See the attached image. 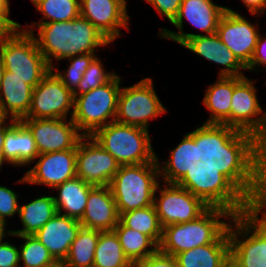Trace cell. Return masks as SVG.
<instances>
[{"label":"cell","instance_id":"cell-1","mask_svg":"<svg viewBox=\"0 0 266 267\" xmlns=\"http://www.w3.org/2000/svg\"><path fill=\"white\" fill-rule=\"evenodd\" d=\"M35 27L39 31L38 37H35L37 46L50 68L54 67L53 59L62 61L78 54H96L94 52H97V48L111 43L82 16L71 21L31 24L30 26L26 24V27L22 28L28 32H34Z\"/></svg>","mask_w":266,"mask_h":267},{"label":"cell","instance_id":"cell-2","mask_svg":"<svg viewBox=\"0 0 266 267\" xmlns=\"http://www.w3.org/2000/svg\"><path fill=\"white\" fill-rule=\"evenodd\" d=\"M253 134L238 131L222 148L203 161L220 171L246 198L260 191V149Z\"/></svg>","mask_w":266,"mask_h":267},{"label":"cell","instance_id":"cell-3","mask_svg":"<svg viewBox=\"0 0 266 267\" xmlns=\"http://www.w3.org/2000/svg\"><path fill=\"white\" fill-rule=\"evenodd\" d=\"M232 218L233 215L226 209L209 207L190 222L164 227L158 249L175 256L197 246L213 243L228 228V222ZM223 219L229 221L225 222Z\"/></svg>","mask_w":266,"mask_h":267},{"label":"cell","instance_id":"cell-4","mask_svg":"<svg viewBox=\"0 0 266 267\" xmlns=\"http://www.w3.org/2000/svg\"><path fill=\"white\" fill-rule=\"evenodd\" d=\"M201 198L209 207L226 209L233 216L244 214L247 198L216 168L202 160L176 183Z\"/></svg>","mask_w":266,"mask_h":267},{"label":"cell","instance_id":"cell-5","mask_svg":"<svg viewBox=\"0 0 266 267\" xmlns=\"http://www.w3.org/2000/svg\"><path fill=\"white\" fill-rule=\"evenodd\" d=\"M159 179L157 159L149 163L121 165L109 185L119 215L153 205Z\"/></svg>","mask_w":266,"mask_h":267},{"label":"cell","instance_id":"cell-6","mask_svg":"<svg viewBox=\"0 0 266 267\" xmlns=\"http://www.w3.org/2000/svg\"><path fill=\"white\" fill-rule=\"evenodd\" d=\"M91 137L120 165H137L157 159L149 131L144 128L113 121L98 129Z\"/></svg>","mask_w":266,"mask_h":267},{"label":"cell","instance_id":"cell-7","mask_svg":"<svg viewBox=\"0 0 266 267\" xmlns=\"http://www.w3.org/2000/svg\"><path fill=\"white\" fill-rule=\"evenodd\" d=\"M0 57L5 70L33 88L51 70L37 46L35 33L23 28L14 30L0 43Z\"/></svg>","mask_w":266,"mask_h":267},{"label":"cell","instance_id":"cell-8","mask_svg":"<svg viewBox=\"0 0 266 267\" xmlns=\"http://www.w3.org/2000/svg\"><path fill=\"white\" fill-rule=\"evenodd\" d=\"M120 84V76L116 74L98 88L73 95L74 112L71 119L83 136H92L98 129L115 121Z\"/></svg>","mask_w":266,"mask_h":267},{"label":"cell","instance_id":"cell-9","mask_svg":"<svg viewBox=\"0 0 266 267\" xmlns=\"http://www.w3.org/2000/svg\"><path fill=\"white\" fill-rule=\"evenodd\" d=\"M167 111L156 94L152 78L146 77L132 86L121 87L115 121L148 130L149 120Z\"/></svg>","mask_w":266,"mask_h":267},{"label":"cell","instance_id":"cell-10","mask_svg":"<svg viewBox=\"0 0 266 267\" xmlns=\"http://www.w3.org/2000/svg\"><path fill=\"white\" fill-rule=\"evenodd\" d=\"M228 234L230 267H266V235L244 214L233 216Z\"/></svg>","mask_w":266,"mask_h":267},{"label":"cell","instance_id":"cell-11","mask_svg":"<svg viewBox=\"0 0 266 267\" xmlns=\"http://www.w3.org/2000/svg\"><path fill=\"white\" fill-rule=\"evenodd\" d=\"M254 82L246 76L234 77L231 127L251 133L263 143L266 140V111L259 104Z\"/></svg>","mask_w":266,"mask_h":267},{"label":"cell","instance_id":"cell-12","mask_svg":"<svg viewBox=\"0 0 266 267\" xmlns=\"http://www.w3.org/2000/svg\"><path fill=\"white\" fill-rule=\"evenodd\" d=\"M72 108L73 92L64 86L51 69L33 88L31 106L23 119H66L68 115L72 118Z\"/></svg>","mask_w":266,"mask_h":267},{"label":"cell","instance_id":"cell-13","mask_svg":"<svg viewBox=\"0 0 266 267\" xmlns=\"http://www.w3.org/2000/svg\"><path fill=\"white\" fill-rule=\"evenodd\" d=\"M157 185L154 206L162 228L171 224L190 222L202 215L209 206L190 191L176 184ZM159 189V191H158ZM160 192L159 199L156 193Z\"/></svg>","mask_w":266,"mask_h":267},{"label":"cell","instance_id":"cell-14","mask_svg":"<svg viewBox=\"0 0 266 267\" xmlns=\"http://www.w3.org/2000/svg\"><path fill=\"white\" fill-rule=\"evenodd\" d=\"M120 164L91 136L76 146V176L92 186H109Z\"/></svg>","mask_w":266,"mask_h":267},{"label":"cell","instance_id":"cell-15","mask_svg":"<svg viewBox=\"0 0 266 267\" xmlns=\"http://www.w3.org/2000/svg\"><path fill=\"white\" fill-rule=\"evenodd\" d=\"M227 7L214 4L212 0H182L177 17L172 24L177 32L162 28L158 32L160 38H165L184 45L183 23L186 19L190 25L202 30L206 35L215 34L218 23ZM185 18V19H184Z\"/></svg>","mask_w":266,"mask_h":267},{"label":"cell","instance_id":"cell-16","mask_svg":"<svg viewBox=\"0 0 266 267\" xmlns=\"http://www.w3.org/2000/svg\"><path fill=\"white\" fill-rule=\"evenodd\" d=\"M20 121L32 133L39 154L74 149L83 137L71 118Z\"/></svg>","mask_w":266,"mask_h":267},{"label":"cell","instance_id":"cell-17","mask_svg":"<svg viewBox=\"0 0 266 267\" xmlns=\"http://www.w3.org/2000/svg\"><path fill=\"white\" fill-rule=\"evenodd\" d=\"M257 25L228 7L218 23L216 34L245 67L255 51L259 36V24Z\"/></svg>","mask_w":266,"mask_h":267},{"label":"cell","instance_id":"cell-18","mask_svg":"<svg viewBox=\"0 0 266 267\" xmlns=\"http://www.w3.org/2000/svg\"><path fill=\"white\" fill-rule=\"evenodd\" d=\"M36 159H38L36 161ZM35 165L25 172L24 177L17 181L47 185L53 189L57 185L76 177V147L74 149L39 154Z\"/></svg>","mask_w":266,"mask_h":267},{"label":"cell","instance_id":"cell-19","mask_svg":"<svg viewBox=\"0 0 266 267\" xmlns=\"http://www.w3.org/2000/svg\"><path fill=\"white\" fill-rule=\"evenodd\" d=\"M126 0H80V16L86 18L105 37L114 42L120 27L129 31Z\"/></svg>","mask_w":266,"mask_h":267},{"label":"cell","instance_id":"cell-20","mask_svg":"<svg viewBox=\"0 0 266 267\" xmlns=\"http://www.w3.org/2000/svg\"><path fill=\"white\" fill-rule=\"evenodd\" d=\"M183 47L196 53L207 61L224 66V68L220 69L219 76H245L242 70H246V67L220 40L216 33L211 35L184 33Z\"/></svg>","mask_w":266,"mask_h":267},{"label":"cell","instance_id":"cell-21","mask_svg":"<svg viewBox=\"0 0 266 267\" xmlns=\"http://www.w3.org/2000/svg\"><path fill=\"white\" fill-rule=\"evenodd\" d=\"M119 213L109 186H94L88 195L86 208L79 220L82 227L112 231L119 223Z\"/></svg>","mask_w":266,"mask_h":267},{"label":"cell","instance_id":"cell-22","mask_svg":"<svg viewBox=\"0 0 266 267\" xmlns=\"http://www.w3.org/2000/svg\"><path fill=\"white\" fill-rule=\"evenodd\" d=\"M81 227L79 220L56 213L34 234L56 261L63 262Z\"/></svg>","mask_w":266,"mask_h":267},{"label":"cell","instance_id":"cell-23","mask_svg":"<svg viewBox=\"0 0 266 267\" xmlns=\"http://www.w3.org/2000/svg\"><path fill=\"white\" fill-rule=\"evenodd\" d=\"M179 267H230L228 228L213 242L175 255Z\"/></svg>","mask_w":266,"mask_h":267},{"label":"cell","instance_id":"cell-24","mask_svg":"<svg viewBox=\"0 0 266 267\" xmlns=\"http://www.w3.org/2000/svg\"><path fill=\"white\" fill-rule=\"evenodd\" d=\"M33 87L5 70L0 87V109L7 118L20 121L31 106Z\"/></svg>","mask_w":266,"mask_h":267},{"label":"cell","instance_id":"cell-25","mask_svg":"<svg viewBox=\"0 0 266 267\" xmlns=\"http://www.w3.org/2000/svg\"><path fill=\"white\" fill-rule=\"evenodd\" d=\"M3 152L6 163L15 167L34 163L39 155L32 133L21 121L5 132Z\"/></svg>","mask_w":266,"mask_h":267},{"label":"cell","instance_id":"cell-26","mask_svg":"<svg viewBox=\"0 0 266 267\" xmlns=\"http://www.w3.org/2000/svg\"><path fill=\"white\" fill-rule=\"evenodd\" d=\"M182 141L172 149L169 158L162 164L158 160L160 178L164 183L176 184L188 170H190L198 159L197 144L187 133L184 134ZM162 166V167H161Z\"/></svg>","mask_w":266,"mask_h":267},{"label":"cell","instance_id":"cell-27","mask_svg":"<svg viewBox=\"0 0 266 267\" xmlns=\"http://www.w3.org/2000/svg\"><path fill=\"white\" fill-rule=\"evenodd\" d=\"M234 77L219 76L206 90L203 104L210 112L205 124H224L231 127V103Z\"/></svg>","mask_w":266,"mask_h":267},{"label":"cell","instance_id":"cell-28","mask_svg":"<svg viewBox=\"0 0 266 267\" xmlns=\"http://www.w3.org/2000/svg\"><path fill=\"white\" fill-rule=\"evenodd\" d=\"M93 187L77 176L54 187L58 190V197L53 196L57 213L80 220Z\"/></svg>","mask_w":266,"mask_h":267},{"label":"cell","instance_id":"cell-29","mask_svg":"<svg viewBox=\"0 0 266 267\" xmlns=\"http://www.w3.org/2000/svg\"><path fill=\"white\" fill-rule=\"evenodd\" d=\"M56 213L57 209L53 195L37 197L22 206L20 205L17 215L23 225V229L13 230L10 233L12 235H34Z\"/></svg>","mask_w":266,"mask_h":267},{"label":"cell","instance_id":"cell-30","mask_svg":"<svg viewBox=\"0 0 266 267\" xmlns=\"http://www.w3.org/2000/svg\"><path fill=\"white\" fill-rule=\"evenodd\" d=\"M239 130L224 124H205L188 134L197 144L198 159L207 160L222 148Z\"/></svg>","mask_w":266,"mask_h":267},{"label":"cell","instance_id":"cell-31","mask_svg":"<svg viewBox=\"0 0 266 267\" xmlns=\"http://www.w3.org/2000/svg\"><path fill=\"white\" fill-rule=\"evenodd\" d=\"M93 267H133L125 256L114 230L101 231L94 252Z\"/></svg>","mask_w":266,"mask_h":267},{"label":"cell","instance_id":"cell-32","mask_svg":"<svg viewBox=\"0 0 266 267\" xmlns=\"http://www.w3.org/2000/svg\"><path fill=\"white\" fill-rule=\"evenodd\" d=\"M101 231L80 227L71 244L68 256L63 261L65 267H93L94 252Z\"/></svg>","mask_w":266,"mask_h":267},{"label":"cell","instance_id":"cell-33","mask_svg":"<svg viewBox=\"0 0 266 267\" xmlns=\"http://www.w3.org/2000/svg\"><path fill=\"white\" fill-rule=\"evenodd\" d=\"M125 256L132 264L153 254L158 245L147 235L125 227L120 221L114 228Z\"/></svg>","mask_w":266,"mask_h":267},{"label":"cell","instance_id":"cell-34","mask_svg":"<svg viewBox=\"0 0 266 267\" xmlns=\"http://www.w3.org/2000/svg\"><path fill=\"white\" fill-rule=\"evenodd\" d=\"M119 221L125 227L132 228L149 236L157 245L160 244L163 228L154 204L142 209L121 213Z\"/></svg>","mask_w":266,"mask_h":267},{"label":"cell","instance_id":"cell-35","mask_svg":"<svg viewBox=\"0 0 266 267\" xmlns=\"http://www.w3.org/2000/svg\"><path fill=\"white\" fill-rule=\"evenodd\" d=\"M31 2L43 15L42 20L32 24L71 21L80 16V0H31Z\"/></svg>","mask_w":266,"mask_h":267},{"label":"cell","instance_id":"cell-36","mask_svg":"<svg viewBox=\"0 0 266 267\" xmlns=\"http://www.w3.org/2000/svg\"><path fill=\"white\" fill-rule=\"evenodd\" d=\"M20 237L24 243L19 248L20 267H47L57 262L48 249L35 235H13Z\"/></svg>","mask_w":266,"mask_h":267},{"label":"cell","instance_id":"cell-37","mask_svg":"<svg viewBox=\"0 0 266 267\" xmlns=\"http://www.w3.org/2000/svg\"><path fill=\"white\" fill-rule=\"evenodd\" d=\"M95 57L96 54L93 53L74 55L67 58L70 62L67 70L62 72V70L59 71V68L53 67L51 69L60 78L64 86L73 92L78 87L86 69Z\"/></svg>","mask_w":266,"mask_h":267},{"label":"cell","instance_id":"cell-38","mask_svg":"<svg viewBox=\"0 0 266 267\" xmlns=\"http://www.w3.org/2000/svg\"><path fill=\"white\" fill-rule=\"evenodd\" d=\"M115 75L113 71L106 72L100 59L95 57L86 69L78 87L73 91V95H81L98 88L109 82Z\"/></svg>","mask_w":266,"mask_h":267},{"label":"cell","instance_id":"cell-39","mask_svg":"<svg viewBox=\"0 0 266 267\" xmlns=\"http://www.w3.org/2000/svg\"><path fill=\"white\" fill-rule=\"evenodd\" d=\"M266 197L256 192L247 198L244 215L266 235ZM262 213L263 216L259 217Z\"/></svg>","mask_w":266,"mask_h":267},{"label":"cell","instance_id":"cell-40","mask_svg":"<svg viewBox=\"0 0 266 267\" xmlns=\"http://www.w3.org/2000/svg\"><path fill=\"white\" fill-rule=\"evenodd\" d=\"M18 195L12 189L0 185V221L7 224L6 217L19 213Z\"/></svg>","mask_w":266,"mask_h":267},{"label":"cell","instance_id":"cell-41","mask_svg":"<svg viewBox=\"0 0 266 267\" xmlns=\"http://www.w3.org/2000/svg\"><path fill=\"white\" fill-rule=\"evenodd\" d=\"M133 267H179L175 256L166 254L157 249L150 256L138 260Z\"/></svg>","mask_w":266,"mask_h":267},{"label":"cell","instance_id":"cell-42","mask_svg":"<svg viewBox=\"0 0 266 267\" xmlns=\"http://www.w3.org/2000/svg\"><path fill=\"white\" fill-rule=\"evenodd\" d=\"M161 15L166 17L171 23L177 17L182 0H146Z\"/></svg>","mask_w":266,"mask_h":267},{"label":"cell","instance_id":"cell-43","mask_svg":"<svg viewBox=\"0 0 266 267\" xmlns=\"http://www.w3.org/2000/svg\"><path fill=\"white\" fill-rule=\"evenodd\" d=\"M19 249L4 240L0 241V267H20Z\"/></svg>","mask_w":266,"mask_h":267},{"label":"cell","instance_id":"cell-44","mask_svg":"<svg viewBox=\"0 0 266 267\" xmlns=\"http://www.w3.org/2000/svg\"><path fill=\"white\" fill-rule=\"evenodd\" d=\"M261 65L266 66V39L262 37V34H259L254 54L250 63L246 66V70L257 71Z\"/></svg>","mask_w":266,"mask_h":267},{"label":"cell","instance_id":"cell-45","mask_svg":"<svg viewBox=\"0 0 266 267\" xmlns=\"http://www.w3.org/2000/svg\"><path fill=\"white\" fill-rule=\"evenodd\" d=\"M266 197V140L260 149V191Z\"/></svg>","mask_w":266,"mask_h":267},{"label":"cell","instance_id":"cell-46","mask_svg":"<svg viewBox=\"0 0 266 267\" xmlns=\"http://www.w3.org/2000/svg\"><path fill=\"white\" fill-rule=\"evenodd\" d=\"M242 2L255 17L266 12V0H242Z\"/></svg>","mask_w":266,"mask_h":267},{"label":"cell","instance_id":"cell-47","mask_svg":"<svg viewBox=\"0 0 266 267\" xmlns=\"http://www.w3.org/2000/svg\"><path fill=\"white\" fill-rule=\"evenodd\" d=\"M9 0H0V17H2L14 30L22 28V25L9 18Z\"/></svg>","mask_w":266,"mask_h":267},{"label":"cell","instance_id":"cell-48","mask_svg":"<svg viewBox=\"0 0 266 267\" xmlns=\"http://www.w3.org/2000/svg\"><path fill=\"white\" fill-rule=\"evenodd\" d=\"M10 120L9 121L5 120L0 125V170H1V167L3 166L2 164L4 162L6 163L5 157H4V152H3V144H4L5 132L17 121V120H14V119H10ZM6 123H8L9 125L6 124Z\"/></svg>","mask_w":266,"mask_h":267},{"label":"cell","instance_id":"cell-49","mask_svg":"<svg viewBox=\"0 0 266 267\" xmlns=\"http://www.w3.org/2000/svg\"><path fill=\"white\" fill-rule=\"evenodd\" d=\"M13 31L14 29L2 17H0V43Z\"/></svg>","mask_w":266,"mask_h":267},{"label":"cell","instance_id":"cell-50","mask_svg":"<svg viewBox=\"0 0 266 267\" xmlns=\"http://www.w3.org/2000/svg\"><path fill=\"white\" fill-rule=\"evenodd\" d=\"M7 224L0 221V241L5 239L4 237L13 236L12 233H10L11 230H6Z\"/></svg>","mask_w":266,"mask_h":267},{"label":"cell","instance_id":"cell-51","mask_svg":"<svg viewBox=\"0 0 266 267\" xmlns=\"http://www.w3.org/2000/svg\"><path fill=\"white\" fill-rule=\"evenodd\" d=\"M4 71H5V68H4L2 59L0 57V87H1V82H2Z\"/></svg>","mask_w":266,"mask_h":267},{"label":"cell","instance_id":"cell-52","mask_svg":"<svg viewBox=\"0 0 266 267\" xmlns=\"http://www.w3.org/2000/svg\"><path fill=\"white\" fill-rule=\"evenodd\" d=\"M47 267H65V266H64V263L63 262L57 261V262H55L52 265L47 266Z\"/></svg>","mask_w":266,"mask_h":267},{"label":"cell","instance_id":"cell-53","mask_svg":"<svg viewBox=\"0 0 266 267\" xmlns=\"http://www.w3.org/2000/svg\"><path fill=\"white\" fill-rule=\"evenodd\" d=\"M8 120V118L4 115L2 110L0 109V125L5 121Z\"/></svg>","mask_w":266,"mask_h":267}]
</instances>
